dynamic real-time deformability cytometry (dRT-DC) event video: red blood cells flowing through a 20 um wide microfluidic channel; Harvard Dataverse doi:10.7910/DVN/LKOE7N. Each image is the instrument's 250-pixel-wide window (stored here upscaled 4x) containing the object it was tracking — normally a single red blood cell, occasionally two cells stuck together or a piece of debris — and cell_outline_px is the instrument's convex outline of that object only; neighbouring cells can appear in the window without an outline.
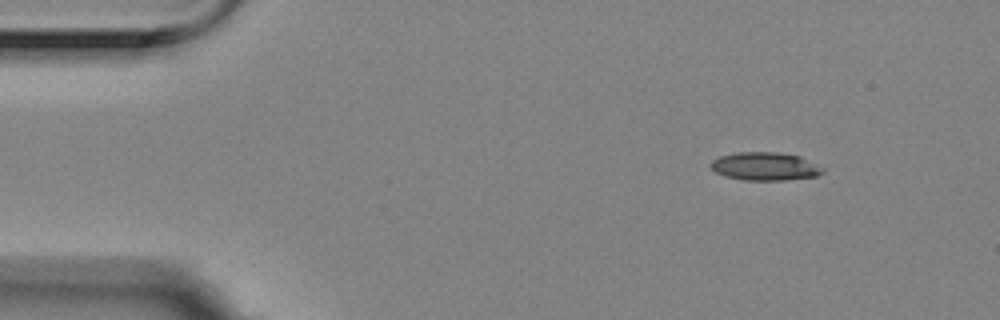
{"species": "Egyptian fruit bat (a non-hibernating species)", "species_latin": "Rousettus aegyptiacus", "temperature_condition": "room temperature", "stored_images_in_passage": 8, "camera_frame_rate_fps": 3000, "um_per_image_px": 0.085, "animal": {"sex": "female"}, "frame": {"image": 1, "passage_image": 1, "time_ms": 0.0, "image_size_px": [1000, 320], "cell_outline_px": [[824, 172], [816, 176], [784, 180], [744, 180], [724, 176], [716, 172], [708, 164], [712, 160], [720, 156], [736, 152], [780, 152], [800, 156], [824, 168]], "centroid_in_image_um": [65.01, 14.13], "position_along_channel_um": 20.0, "area_um2": 18.44}}
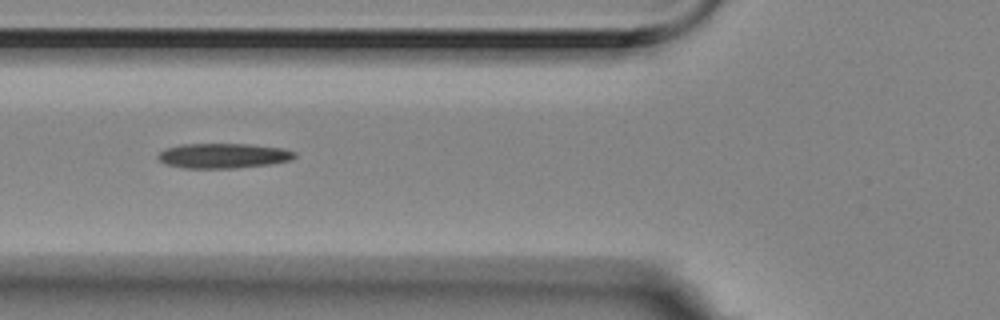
{"frame": {"image": 2, "passage_image": 5, "time_ms": 1.333, "image_size_px": [1000, 320], "cell_outline_px": [[296, 156], [288, 160], [268, 164], [236, 168], [184, 168], [168, 164], [160, 160], [156, 156], [164, 148], [180, 144], [248, 144], [284, 148], [296, 152]], "centroid_in_image_um": [18.96, 13.23], "position_along_channel_um": 106.8, "area_um2": 19.77}}
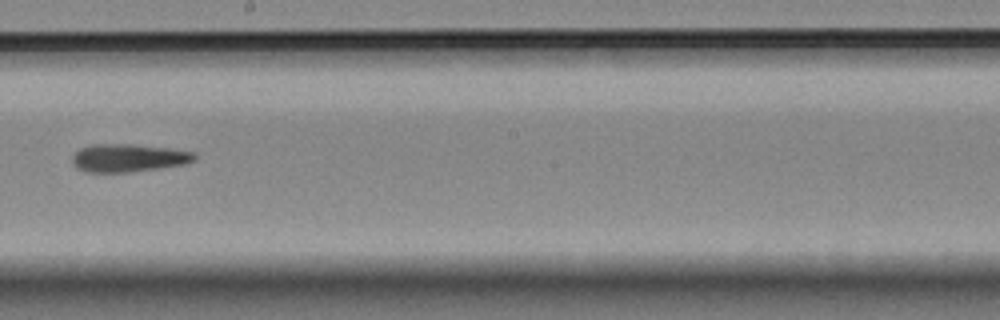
{"frame": {"image": 3, "passage_image": 8, "time_ms": 2.333, "image_size_px": [1000, 320], "cell_outline_px": [[196, 160], [184, 164], [160, 168], [128, 172], [84, 172], [76, 168], [72, 164], [72, 156], [80, 148], [88, 144], [128, 144], [168, 148], [196, 152]], "centroid_in_image_um": [10.89, 13.42], "position_along_channel_um": 237.3, "area_um2": 20.06}}